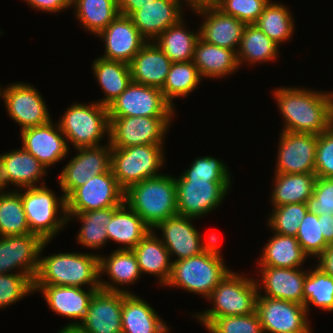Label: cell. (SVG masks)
Instances as JSON below:
<instances>
[{"mask_svg":"<svg viewBox=\"0 0 333 333\" xmlns=\"http://www.w3.org/2000/svg\"><path fill=\"white\" fill-rule=\"evenodd\" d=\"M319 91L299 86L273 90L272 95L284 120L282 131L319 135L331 127L329 91Z\"/></svg>","mask_w":333,"mask_h":333,"instance_id":"obj_1","label":"cell"},{"mask_svg":"<svg viewBox=\"0 0 333 333\" xmlns=\"http://www.w3.org/2000/svg\"><path fill=\"white\" fill-rule=\"evenodd\" d=\"M48 243L50 244V241H45L41 246L34 285L100 289L99 254L58 252L57 254L41 257V253L48 246Z\"/></svg>","mask_w":333,"mask_h":333,"instance_id":"obj_2","label":"cell"},{"mask_svg":"<svg viewBox=\"0 0 333 333\" xmlns=\"http://www.w3.org/2000/svg\"><path fill=\"white\" fill-rule=\"evenodd\" d=\"M219 243L218 237L203 253L172 262L171 275L165 286L181 288L207 299L232 270L224 262Z\"/></svg>","mask_w":333,"mask_h":333,"instance_id":"obj_3","label":"cell"},{"mask_svg":"<svg viewBox=\"0 0 333 333\" xmlns=\"http://www.w3.org/2000/svg\"><path fill=\"white\" fill-rule=\"evenodd\" d=\"M124 202L153 229L178 214L174 176L162 174L131 185L125 190Z\"/></svg>","mask_w":333,"mask_h":333,"instance_id":"obj_4","label":"cell"},{"mask_svg":"<svg viewBox=\"0 0 333 333\" xmlns=\"http://www.w3.org/2000/svg\"><path fill=\"white\" fill-rule=\"evenodd\" d=\"M257 297L255 279L231 270L207 298L213 306L192 316L206 327L217 317L248 315L256 311Z\"/></svg>","mask_w":333,"mask_h":333,"instance_id":"obj_5","label":"cell"},{"mask_svg":"<svg viewBox=\"0 0 333 333\" xmlns=\"http://www.w3.org/2000/svg\"><path fill=\"white\" fill-rule=\"evenodd\" d=\"M17 191L21 195L32 234L39 236L44 242H51L59 231L67 227L66 198L63 194L56 197V193L46 184Z\"/></svg>","mask_w":333,"mask_h":333,"instance_id":"obj_6","label":"cell"},{"mask_svg":"<svg viewBox=\"0 0 333 333\" xmlns=\"http://www.w3.org/2000/svg\"><path fill=\"white\" fill-rule=\"evenodd\" d=\"M57 122L69 148L70 145L74 149L101 145L100 142L106 135L109 140L108 107L96 101L86 104L73 102Z\"/></svg>","mask_w":333,"mask_h":333,"instance_id":"obj_7","label":"cell"},{"mask_svg":"<svg viewBox=\"0 0 333 333\" xmlns=\"http://www.w3.org/2000/svg\"><path fill=\"white\" fill-rule=\"evenodd\" d=\"M164 144H144L112 148L111 170L119 185L126 190L131 185L162 175L165 166Z\"/></svg>","mask_w":333,"mask_h":333,"instance_id":"obj_8","label":"cell"},{"mask_svg":"<svg viewBox=\"0 0 333 333\" xmlns=\"http://www.w3.org/2000/svg\"><path fill=\"white\" fill-rule=\"evenodd\" d=\"M178 215L199 219L224 202L233 182H209V179L176 178Z\"/></svg>","mask_w":333,"mask_h":333,"instance_id":"obj_9","label":"cell"},{"mask_svg":"<svg viewBox=\"0 0 333 333\" xmlns=\"http://www.w3.org/2000/svg\"><path fill=\"white\" fill-rule=\"evenodd\" d=\"M109 143L112 148L144 144H165L173 117H109Z\"/></svg>","mask_w":333,"mask_h":333,"instance_id":"obj_10","label":"cell"},{"mask_svg":"<svg viewBox=\"0 0 333 333\" xmlns=\"http://www.w3.org/2000/svg\"><path fill=\"white\" fill-rule=\"evenodd\" d=\"M175 112L160 88L135 82L108 106L109 117H174Z\"/></svg>","mask_w":333,"mask_h":333,"instance_id":"obj_11","label":"cell"},{"mask_svg":"<svg viewBox=\"0 0 333 333\" xmlns=\"http://www.w3.org/2000/svg\"><path fill=\"white\" fill-rule=\"evenodd\" d=\"M195 218L175 215L159 222L152 230L161 231L159 236L163 245L169 251L172 262L188 259L203 253L217 238L216 233H210L205 241L202 234L193 225Z\"/></svg>","mask_w":333,"mask_h":333,"instance_id":"obj_12","label":"cell"},{"mask_svg":"<svg viewBox=\"0 0 333 333\" xmlns=\"http://www.w3.org/2000/svg\"><path fill=\"white\" fill-rule=\"evenodd\" d=\"M0 97L4 101L8 116L18 123L21 130L52 120L42 95L32 84L14 82L5 87L1 85Z\"/></svg>","mask_w":333,"mask_h":333,"instance_id":"obj_13","label":"cell"},{"mask_svg":"<svg viewBox=\"0 0 333 333\" xmlns=\"http://www.w3.org/2000/svg\"><path fill=\"white\" fill-rule=\"evenodd\" d=\"M125 190L119 185L112 170L89 179L66 198V213L76 214L124 203Z\"/></svg>","mask_w":333,"mask_h":333,"instance_id":"obj_14","label":"cell"},{"mask_svg":"<svg viewBox=\"0 0 333 333\" xmlns=\"http://www.w3.org/2000/svg\"><path fill=\"white\" fill-rule=\"evenodd\" d=\"M77 154L63 167L59 175L61 192L67 198L76 188L96 175L111 169L112 147L109 143L76 148Z\"/></svg>","mask_w":333,"mask_h":333,"instance_id":"obj_15","label":"cell"},{"mask_svg":"<svg viewBox=\"0 0 333 333\" xmlns=\"http://www.w3.org/2000/svg\"><path fill=\"white\" fill-rule=\"evenodd\" d=\"M256 311L264 333H313L304 305L258 295Z\"/></svg>","mask_w":333,"mask_h":333,"instance_id":"obj_16","label":"cell"},{"mask_svg":"<svg viewBox=\"0 0 333 333\" xmlns=\"http://www.w3.org/2000/svg\"><path fill=\"white\" fill-rule=\"evenodd\" d=\"M274 173H315L317 135L280 131Z\"/></svg>","mask_w":333,"mask_h":333,"instance_id":"obj_17","label":"cell"},{"mask_svg":"<svg viewBox=\"0 0 333 333\" xmlns=\"http://www.w3.org/2000/svg\"><path fill=\"white\" fill-rule=\"evenodd\" d=\"M43 243L39 236L32 233L0 236V274L15 272L30 276L34 280Z\"/></svg>","mask_w":333,"mask_h":333,"instance_id":"obj_18","label":"cell"},{"mask_svg":"<svg viewBox=\"0 0 333 333\" xmlns=\"http://www.w3.org/2000/svg\"><path fill=\"white\" fill-rule=\"evenodd\" d=\"M22 147L47 169L66 159L70 148L58 122L20 130Z\"/></svg>","mask_w":333,"mask_h":333,"instance_id":"obj_19","label":"cell"},{"mask_svg":"<svg viewBox=\"0 0 333 333\" xmlns=\"http://www.w3.org/2000/svg\"><path fill=\"white\" fill-rule=\"evenodd\" d=\"M97 37L104 42L101 58L130 63L148 42L138 31L130 17L118 15Z\"/></svg>","mask_w":333,"mask_h":333,"instance_id":"obj_20","label":"cell"},{"mask_svg":"<svg viewBox=\"0 0 333 333\" xmlns=\"http://www.w3.org/2000/svg\"><path fill=\"white\" fill-rule=\"evenodd\" d=\"M47 173L48 169L22 146L0 154V180L4 190L9 188V184L15 190L37 187L39 183L45 185L43 177Z\"/></svg>","mask_w":333,"mask_h":333,"instance_id":"obj_21","label":"cell"},{"mask_svg":"<svg viewBox=\"0 0 333 333\" xmlns=\"http://www.w3.org/2000/svg\"><path fill=\"white\" fill-rule=\"evenodd\" d=\"M258 267L257 275L260 274V277L255 279L258 295L303 305V284L308 271L306 268ZM261 289L264 295L261 294Z\"/></svg>","mask_w":333,"mask_h":333,"instance_id":"obj_22","label":"cell"},{"mask_svg":"<svg viewBox=\"0 0 333 333\" xmlns=\"http://www.w3.org/2000/svg\"><path fill=\"white\" fill-rule=\"evenodd\" d=\"M123 293L98 290L79 324L89 333H122Z\"/></svg>","mask_w":333,"mask_h":333,"instance_id":"obj_23","label":"cell"},{"mask_svg":"<svg viewBox=\"0 0 333 333\" xmlns=\"http://www.w3.org/2000/svg\"><path fill=\"white\" fill-rule=\"evenodd\" d=\"M100 289H84L73 286L34 285V292L43 295L48 308L55 314L76 320L68 325H79L85 318L90 300ZM80 320V321H79Z\"/></svg>","mask_w":333,"mask_h":333,"instance_id":"obj_24","label":"cell"},{"mask_svg":"<svg viewBox=\"0 0 333 333\" xmlns=\"http://www.w3.org/2000/svg\"><path fill=\"white\" fill-rule=\"evenodd\" d=\"M193 12L204 18L199 27V36L202 40L235 52L238 51L246 23L223 14L216 7L200 8Z\"/></svg>","mask_w":333,"mask_h":333,"instance_id":"obj_25","label":"cell"},{"mask_svg":"<svg viewBox=\"0 0 333 333\" xmlns=\"http://www.w3.org/2000/svg\"><path fill=\"white\" fill-rule=\"evenodd\" d=\"M103 255H99L100 289L133 294L129 289H123L124 285L137 283L142 275L133 250L115 249L109 254V257ZM105 273L111 281L102 279V275L104 276Z\"/></svg>","mask_w":333,"mask_h":333,"instance_id":"obj_26","label":"cell"},{"mask_svg":"<svg viewBox=\"0 0 333 333\" xmlns=\"http://www.w3.org/2000/svg\"><path fill=\"white\" fill-rule=\"evenodd\" d=\"M183 8L181 0H155L136 10L130 18L140 34L150 42L184 17Z\"/></svg>","mask_w":333,"mask_h":333,"instance_id":"obj_27","label":"cell"},{"mask_svg":"<svg viewBox=\"0 0 333 333\" xmlns=\"http://www.w3.org/2000/svg\"><path fill=\"white\" fill-rule=\"evenodd\" d=\"M172 63L154 41L147 42L129 63L131 82L161 89Z\"/></svg>","mask_w":333,"mask_h":333,"instance_id":"obj_28","label":"cell"},{"mask_svg":"<svg viewBox=\"0 0 333 333\" xmlns=\"http://www.w3.org/2000/svg\"><path fill=\"white\" fill-rule=\"evenodd\" d=\"M166 323L141 296L123 293L122 333H169Z\"/></svg>","mask_w":333,"mask_h":333,"instance_id":"obj_29","label":"cell"},{"mask_svg":"<svg viewBox=\"0 0 333 333\" xmlns=\"http://www.w3.org/2000/svg\"><path fill=\"white\" fill-rule=\"evenodd\" d=\"M192 61L200 76L207 79L229 77L240 68L235 51L210 44L200 37L196 42Z\"/></svg>","mask_w":333,"mask_h":333,"instance_id":"obj_30","label":"cell"},{"mask_svg":"<svg viewBox=\"0 0 333 333\" xmlns=\"http://www.w3.org/2000/svg\"><path fill=\"white\" fill-rule=\"evenodd\" d=\"M132 250L141 274L154 275L159 280L157 283L165 287L171 275L172 260L159 236L151 229Z\"/></svg>","mask_w":333,"mask_h":333,"instance_id":"obj_31","label":"cell"},{"mask_svg":"<svg viewBox=\"0 0 333 333\" xmlns=\"http://www.w3.org/2000/svg\"><path fill=\"white\" fill-rule=\"evenodd\" d=\"M151 228L125 202L113 213L106 227L108 242L114 241L117 249L132 250L149 233ZM123 244V245H122Z\"/></svg>","mask_w":333,"mask_h":333,"instance_id":"obj_32","label":"cell"},{"mask_svg":"<svg viewBox=\"0 0 333 333\" xmlns=\"http://www.w3.org/2000/svg\"><path fill=\"white\" fill-rule=\"evenodd\" d=\"M92 72L104 97L97 100L108 107L131 83V71L128 63L97 57L92 62Z\"/></svg>","mask_w":333,"mask_h":333,"instance_id":"obj_33","label":"cell"},{"mask_svg":"<svg viewBox=\"0 0 333 333\" xmlns=\"http://www.w3.org/2000/svg\"><path fill=\"white\" fill-rule=\"evenodd\" d=\"M274 183L270 191L272 207L292 203H306L313 195L315 173H274Z\"/></svg>","mask_w":333,"mask_h":333,"instance_id":"obj_34","label":"cell"},{"mask_svg":"<svg viewBox=\"0 0 333 333\" xmlns=\"http://www.w3.org/2000/svg\"><path fill=\"white\" fill-rule=\"evenodd\" d=\"M306 259L296 237L274 233L264 244L257 266L301 268Z\"/></svg>","mask_w":333,"mask_h":333,"instance_id":"obj_35","label":"cell"},{"mask_svg":"<svg viewBox=\"0 0 333 333\" xmlns=\"http://www.w3.org/2000/svg\"><path fill=\"white\" fill-rule=\"evenodd\" d=\"M279 45L271 40L255 24H246L237 53L239 67L270 63L278 58Z\"/></svg>","mask_w":333,"mask_h":333,"instance_id":"obj_36","label":"cell"},{"mask_svg":"<svg viewBox=\"0 0 333 333\" xmlns=\"http://www.w3.org/2000/svg\"><path fill=\"white\" fill-rule=\"evenodd\" d=\"M118 207H109L76 214H67L68 224L77 219L81 224L76 239L79 244L90 250H99L108 244L107 225Z\"/></svg>","mask_w":333,"mask_h":333,"instance_id":"obj_37","label":"cell"},{"mask_svg":"<svg viewBox=\"0 0 333 333\" xmlns=\"http://www.w3.org/2000/svg\"><path fill=\"white\" fill-rule=\"evenodd\" d=\"M184 17L162 32L154 42L172 62L193 60L194 49L199 39L198 31H190L184 24Z\"/></svg>","mask_w":333,"mask_h":333,"instance_id":"obj_38","label":"cell"},{"mask_svg":"<svg viewBox=\"0 0 333 333\" xmlns=\"http://www.w3.org/2000/svg\"><path fill=\"white\" fill-rule=\"evenodd\" d=\"M75 18L85 31L97 36L118 15L117 0H73Z\"/></svg>","mask_w":333,"mask_h":333,"instance_id":"obj_39","label":"cell"},{"mask_svg":"<svg viewBox=\"0 0 333 333\" xmlns=\"http://www.w3.org/2000/svg\"><path fill=\"white\" fill-rule=\"evenodd\" d=\"M280 3L270 0L254 23L279 46L290 41L295 31V21L288 5L286 7L282 2Z\"/></svg>","mask_w":333,"mask_h":333,"instance_id":"obj_40","label":"cell"},{"mask_svg":"<svg viewBox=\"0 0 333 333\" xmlns=\"http://www.w3.org/2000/svg\"><path fill=\"white\" fill-rule=\"evenodd\" d=\"M303 305L308 314L310 305L333 312V278L317 264L308 268L303 284Z\"/></svg>","mask_w":333,"mask_h":333,"instance_id":"obj_41","label":"cell"},{"mask_svg":"<svg viewBox=\"0 0 333 333\" xmlns=\"http://www.w3.org/2000/svg\"><path fill=\"white\" fill-rule=\"evenodd\" d=\"M203 79L193 61L173 62L161 91L164 98L174 107L175 98L189 96Z\"/></svg>","mask_w":333,"mask_h":333,"instance_id":"obj_42","label":"cell"},{"mask_svg":"<svg viewBox=\"0 0 333 333\" xmlns=\"http://www.w3.org/2000/svg\"><path fill=\"white\" fill-rule=\"evenodd\" d=\"M20 193L0 191V236L30 234Z\"/></svg>","mask_w":333,"mask_h":333,"instance_id":"obj_43","label":"cell"},{"mask_svg":"<svg viewBox=\"0 0 333 333\" xmlns=\"http://www.w3.org/2000/svg\"><path fill=\"white\" fill-rule=\"evenodd\" d=\"M306 203H292L273 207L266 218L267 226L272 233L296 237L300 222L307 213Z\"/></svg>","mask_w":333,"mask_h":333,"instance_id":"obj_44","label":"cell"},{"mask_svg":"<svg viewBox=\"0 0 333 333\" xmlns=\"http://www.w3.org/2000/svg\"><path fill=\"white\" fill-rule=\"evenodd\" d=\"M322 232V215L318 216L307 211L300 222L296 239L308 257L317 259L329 246Z\"/></svg>","mask_w":333,"mask_h":333,"instance_id":"obj_45","label":"cell"},{"mask_svg":"<svg viewBox=\"0 0 333 333\" xmlns=\"http://www.w3.org/2000/svg\"><path fill=\"white\" fill-rule=\"evenodd\" d=\"M228 165L219 158L206 155L196 157L190 167L177 178L209 179V182H232Z\"/></svg>","mask_w":333,"mask_h":333,"instance_id":"obj_46","label":"cell"},{"mask_svg":"<svg viewBox=\"0 0 333 333\" xmlns=\"http://www.w3.org/2000/svg\"><path fill=\"white\" fill-rule=\"evenodd\" d=\"M34 292V280L25 274H0V309L7 308Z\"/></svg>","mask_w":333,"mask_h":333,"instance_id":"obj_47","label":"cell"},{"mask_svg":"<svg viewBox=\"0 0 333 333\" xmlns=\"http://www.w3.org/2000/svg\"><path fill=\"white\" fill-rule=\"evenodd\" d=\"M205 328L210 333H264L257 311L248 315L217 317Z\"/></svg>","mask_w":333,"mask_h":333,"instance_id":"obj_48","label":"cell"},{"mask_svg":"<svg viewBox=\"0 0 333 333\" xmlns=\"http://www.w3.org/2000/svg\"><path fill=\"white\" fill-rule=\"evenodd\" d=\"M270 0H220L216 6L223 14L246 24H254Z\"/></svg>","mask_w":333,"mask_h":333,"instance_id":"obj_49","label":"cell"},{"mask_svg":"<svg viewBox=\"0 0 333 333\" xmlns=\"http://www.w3.org/2000/svg\"><path fill=\"white\" fill-rule=\"evenodd\" d=\"M307 210L318 216L333 214V178L317 177L313 195L306 201Z\"/></svg>","mask_w":333,"mask_h":333,"instance_id":"obj_50","label":"cell"},{"mask_svg":"<svg viewBox=\"0 0 333 333\" xmlns=\"http://www.w3.org/2000/svg\"><path fill=\"white\" fill-rule=\"evenodd\" d=\"M315 174L320 178H333V127L317 135Z\"/></svg>","mask_w":333,"mask_h":333,"instance_id":"obj_51","label":"cell"},{"mask_svg":"<svg viewBox=\"0 0 333 333\" xmlns=\"http://www.w3.org/2000/svg\"><path fill=\"white\" fill-rule=\"evenodd\" d=\"M34 10L44 11L47 13H59L68 10L71 7L69 0H24Z\"/></svg>","mask_w":333,"mask_h":333,"instance_id":"obj_52","label":"cell"},{"mask_svg":"<svg viewBox=\"0 0 333 333\" xmlns=\"http://www.w3.org/2000/svg\"><path fill=\"white\" fill-rule=\"evenodd\" d=\"M155 0H117L118 11L120 15L130 17L136 10Z\"/></svg>","mask_w":333,"mask_h":333,"instance_id":"obj_53","label":"cell"},{"mask_svg":"<svg viewBox=\"0 0 333 333\" xmlns=\"http://www.w3.org/2000/svg\"><path fill=\"white\" fill-rule=\"evenodd\" d=\"M317 260L316 264L333 278V244H329Z\"/></svg>","mask_w":333,"mask_h":333,"instance_id":"obj_54","label":"cell"},{"mask_svg":"<svg viewBox=\"0 0 333 333\" xmlns=\"http://www.w3.org/2000/svg\"><path fill=\"white\" fill-rule=\"evenodd\" d=\"M323 236L328 244H333V216L332 214L322 215Z\"/></svg>","mask_w":333,"mask_h":333,"instance_id":"obj_55","label":"cell"},{"mask_svg":"<svg viewBox=\"0 0 333 333\" xmlns=\"http://www.w3.org/2000/svg\"><path fill=\"white\" fill-rule=\"evenodd\" d=\"M184 7L191 8L192 12L200 8L216 7L220 0H181ZM187 4V5H186Z\"/></svg>","mask_w":333,"mask_h":333,"instance_id":"obj_56","label":"cell"},{"mask_svg":"<svg viewBox=\"0 0 333 333\" xmlns=\"http://www.w3.org/2000/svg\"><path fill=\"white\" fill-rule=\"evenodd\" d=\"M58 333H89L85 329H83L80 325H64L58 331Z\"/></svg>","mask_w":333,"mask_h":333,"instance_id":"obj_57","label":"cell"},{"mask_svg":"<svg viewBox=\"0 0 333 333\" xmlns=\"http://www.w3.org/2000/svg\"><path fill=\"white\" fill-rule=\"evenodd\" d=\"M330 100H331V127H333V91H329Z\"/></svg>","mask_w":333,"mask_h":333,"instance_id":"obj_58","label":"cell"},{"mask_svg":"<svg viewBox=\"0 0 333 333\" xmlns=\"http://www.w3.org/2000/svg\"><path fill=\"white\" fill-rule=\"evenodd\" d=\"M2 190H4V188H3L1 180H0V191H2Z\"/></svg>","mask_w":333,"mask_h":333,"instance_id":"obj_59","label":"cell"}]
</instances>
